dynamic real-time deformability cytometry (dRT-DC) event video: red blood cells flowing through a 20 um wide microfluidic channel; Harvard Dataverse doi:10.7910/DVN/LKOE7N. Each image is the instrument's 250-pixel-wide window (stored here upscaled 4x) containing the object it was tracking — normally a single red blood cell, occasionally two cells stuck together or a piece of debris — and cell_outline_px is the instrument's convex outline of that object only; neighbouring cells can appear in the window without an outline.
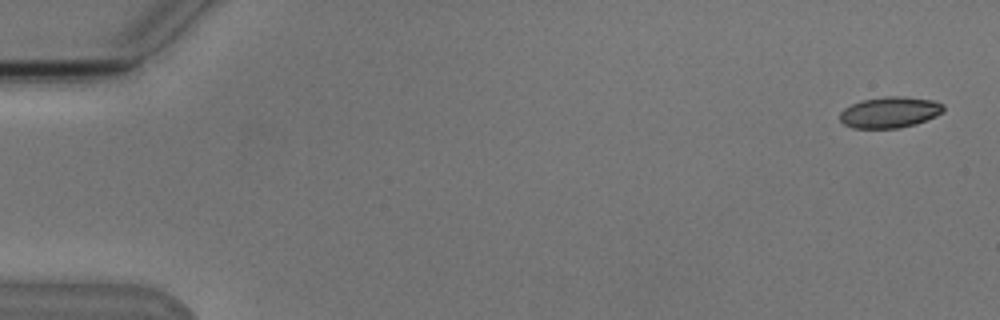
{"species": "Egyptian fruit bat (a non-hibernating species)", "species_latin": "Rousettus aegyptiacus", "temperature_condition": "cold", "stored_images_in_passage": 5, "camera_frame_rate_fps": 3000, "um_per_image_px": 0.085, "animal": {"sex": "male"}, "frame": {"image": 1, "passage_image": 1, "time_ms": 0.0, "image_size_px": [1000, 320], "cell_outline_px": [[944, 112], [936, 116], [916, 124], [896, 128], [852, 128], [844, 124], [840, 120], [840, 112], [844, 108], [860, 100], [888, 96], [900, 96], [932, 100], [944, 104]], "centroid_in_image_um": [75.63, 9.54], "position_along_channel_um": 9.4, "area_um2": 18.79}}
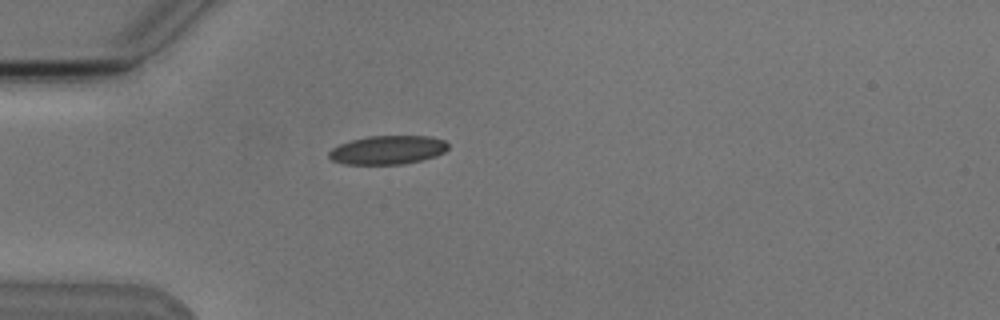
{"frame": {"image": 2, "passage_image": 5, "time_ms": 4.667, "image_size_px": [1000, 320], "cell_outline_px": [[448, 148], [444, 152], [436, 156], [404, 164], [344, 164], [332, 160], [328, 156], [328, 152], [332, 148], [340, 144], [352, 140], [368, 136], [432, 136], [444, 140], [448, 144]], "centroid_in_image_um": [32.96, 12.74], "position_along_channel_um": 52.0, "area_um2": 19.94}}